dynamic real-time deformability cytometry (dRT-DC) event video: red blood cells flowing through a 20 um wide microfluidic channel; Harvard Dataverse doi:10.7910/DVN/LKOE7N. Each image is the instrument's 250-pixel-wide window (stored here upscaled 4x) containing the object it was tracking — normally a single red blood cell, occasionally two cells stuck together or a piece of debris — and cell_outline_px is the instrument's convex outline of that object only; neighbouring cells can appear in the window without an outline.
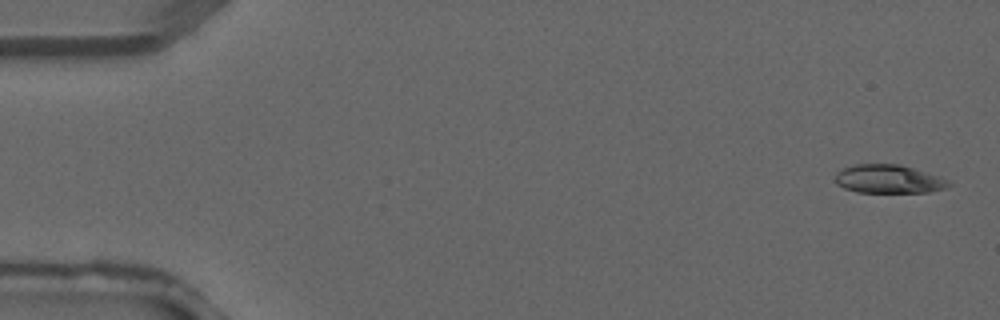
{"species": "common noctule bat (a hibernating species)", "species_latin": "Nyctalus noctula", "temperature_condition": "warm", "stored_images_in_passage": 2, "segment_of_instrument_passage": [2, 2], "camera_frame_rate_fps": 3000, "um_per_image_px": 0.085, "animal": {"sex": "male", "forearm_length_mm": 52.5}, "frame": {"image": 1, "passage_image": 2, "time_ms": 0.333, "image_size_px": [1000, 320], "cell_outline_px": [[952, 184], [944, 188], [928, 192], [856, 192], [844, 188], [836, 184], [836, 172], [844, 168], [856, 164], [900, 164], [940, 176], [948, 180]], "centroid_in_image_um": [75.53, 15.22], "position_along_channel_um": 9.5, "area_um2": 18.79}}